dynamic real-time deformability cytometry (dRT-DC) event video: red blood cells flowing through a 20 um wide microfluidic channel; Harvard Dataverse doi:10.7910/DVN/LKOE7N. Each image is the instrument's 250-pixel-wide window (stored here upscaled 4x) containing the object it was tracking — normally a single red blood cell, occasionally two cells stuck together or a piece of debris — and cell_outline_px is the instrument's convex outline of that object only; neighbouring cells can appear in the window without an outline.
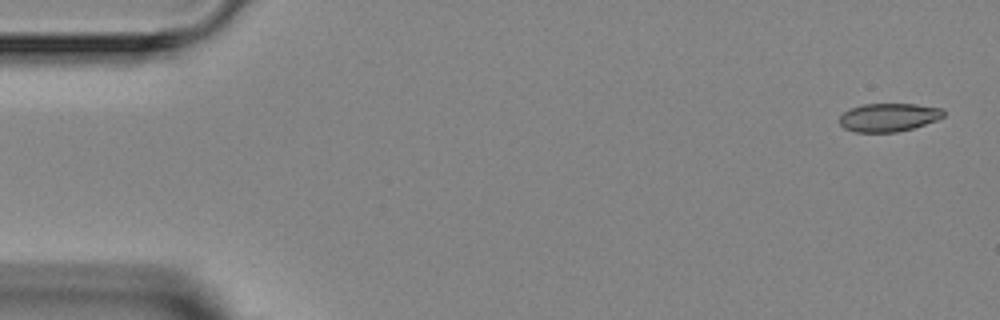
{"species": "Egyptian fruit bat (a non-hibernating species)", "species_latin": "Rousettus aegyptiacus", "temperature_condition": "room temperature", "stored_images_in_passage": 2, "camera_frame_rate_fps": 3000, "um_per_image_px": 0.085, "animal": {"sex": "female"}, "frame": {"image": 1, "passage_image": 1, "time_ms": 0.0, "image_size_px": [1000, 320], "cell_outline_px": [[944, 116], [936, 120], [912, 128], [896, 132], [856, 132], [844, 128], [840, 124], [840, 116], [848, 108], [864, 104], [916, 104], [944, 108]], "centroid_in_image_um": [75.53, 9.96], "position_along_channel_um": 9.5, "area_um2": 17.17}}